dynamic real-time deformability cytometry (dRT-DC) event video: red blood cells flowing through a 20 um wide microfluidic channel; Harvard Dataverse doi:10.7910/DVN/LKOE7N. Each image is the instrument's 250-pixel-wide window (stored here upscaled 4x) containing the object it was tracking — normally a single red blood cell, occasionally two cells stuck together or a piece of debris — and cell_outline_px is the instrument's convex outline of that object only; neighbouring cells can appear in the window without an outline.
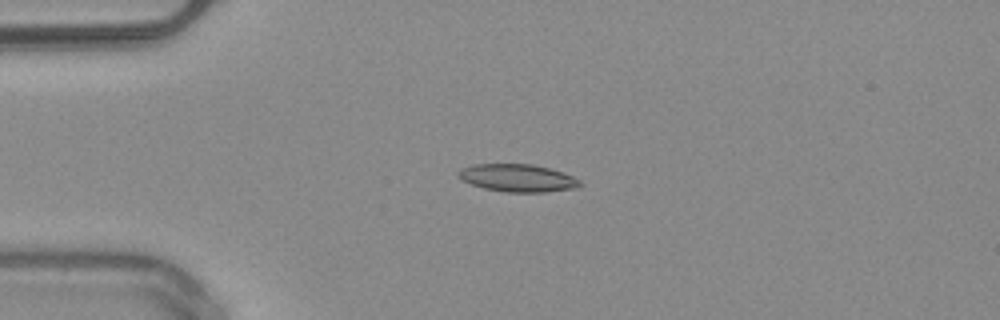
{"species": "common noctule bat (a hibernating species)", "species_latin": "Nyctalus noctula", "temperature_condition": "warm", "stored_images_in_passage": 19, "camera_frame_rate_fps": 3000, "um_per_image_px": 0.085, "animal": {"sex": "male", "body_mass_g": 20.4}, "frame": {"image": 1, "passage_image": 4, "time_ms": 1.0, "image_size_px": [1000, 320], "cell_outline_px": [[584, 184], [576, 188], [544, 192], [504, 192], [484, 188], [460, 180], [456, 176], [456, 172], [460, 168], [472, 164], [532, 164], [564, 172], [580, 180]], "centroid_in_image_um": [43.96, 15.12], "position_along_channel_um": 41.0, "area_um2": 19.83}}